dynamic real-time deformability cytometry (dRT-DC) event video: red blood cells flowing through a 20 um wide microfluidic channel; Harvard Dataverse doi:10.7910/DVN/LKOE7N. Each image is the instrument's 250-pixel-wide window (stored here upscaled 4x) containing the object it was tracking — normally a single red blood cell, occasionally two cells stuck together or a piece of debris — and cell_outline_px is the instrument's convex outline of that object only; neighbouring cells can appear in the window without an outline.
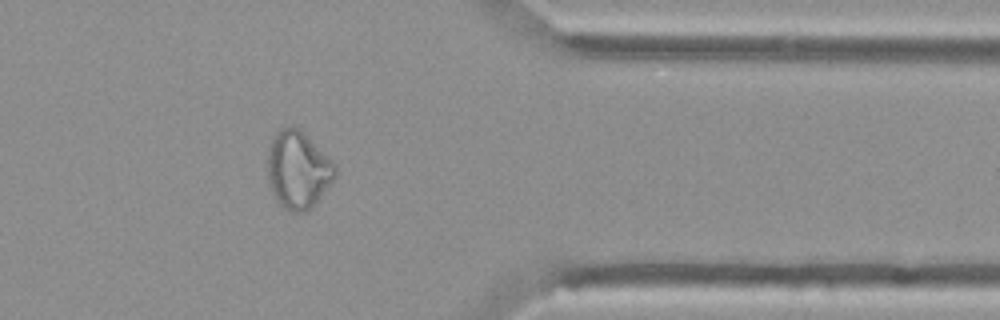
{"species": "Egyptian fruit bat (a non-hibernating species)", "species_latin": "Rousettus aegyptiacus", "temperature_condition": "cold", "stored_images_in_passage": 37, "camera_frame_rate_fps": 3000, "um_per_image_px": 0.085, "animal": {"sex": "female"}, "frame": {"image": 1, "passage_image": 27, "time_ms": 8.667, "image_size_px": [1000, 320], "cell_outline_px": [[336, 176], [320, 196], [304, 212], [292, 212], [284, 208], [276, 200], [268, 184], [268, 148], [272, 136], [284, 124], [300, 128], [332, 160], [336, 168]], "centroid_in_image_um": [25.29, 14.38], "position_along_channel_um": 386.1, "area_um2": 30.52}}